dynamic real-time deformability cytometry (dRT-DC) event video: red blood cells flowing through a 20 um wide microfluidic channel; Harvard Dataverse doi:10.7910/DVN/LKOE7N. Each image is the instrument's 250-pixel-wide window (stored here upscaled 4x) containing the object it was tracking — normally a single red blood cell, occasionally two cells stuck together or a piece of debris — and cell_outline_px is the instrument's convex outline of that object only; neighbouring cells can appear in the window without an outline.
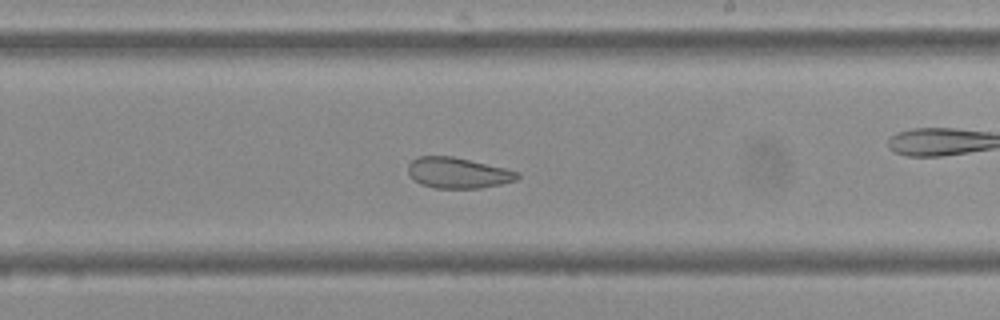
{"species": "Egyptian fruit bat (a non-hibernating species)", "species_latin": "Rousettus aegyptiacus", "temperature_condition": "cold", "stored_images_in_passage": 57, "camera_frame_rate_fps": 3000, "um_per_image_px": 0.085, "frame": {"image": 1, "passage_image": 33, "time_ms": 10.667, "image_size_px": [1000, 320], "cell_outline_px": [[520, 176], [516, 180], [500, 184], [480, 188], [436, 188], [420, 184], [408, 172], [408, 164], [416, 156], [452, 156], [504, 168], [520, 172]], "centroid_in_image_um": [38.92, 14.69], "position_along_channel_um": 250.1, "area_um2": 19.42}}
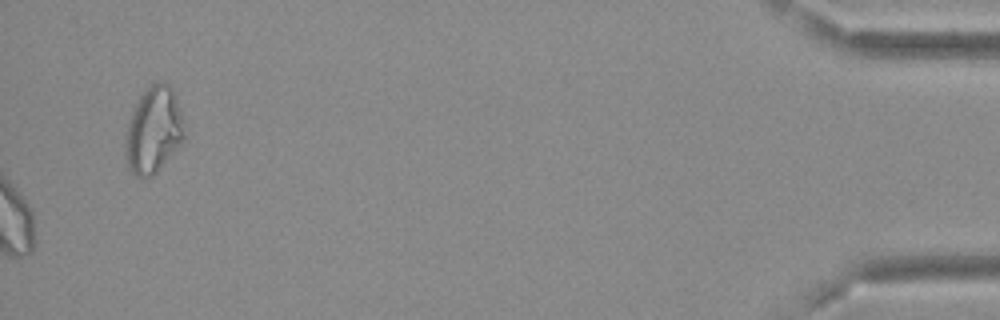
{"frame": {"image": 2, "passage_image": 57, "time_ms": 18.667, "image_size_px": [1000, 320], "cell_outline_px": [[184, 140], [156, 172], [152, 176], [136, 176], [128, 168], [124, 148], [128, 124], [132, 112], [140, 96], [148, 84], [164, 80], [172, 88], [180, 108], [184, 136]], "centroid_in_image_um": [13.04, 11.03], "position_along_channel_um": 422.2, "area_um2": 29.36}, "authors_computed_cell_mechanics": {"area_um2": 26.3568, "velocity_mm_per_s": 3.6548, "shape_relaxation_time_tau1_ms": null, "shape_relaxation_time_tau2_ms": 2.7277, "deformation_change_tau1": null, "deformation_change_tau2": 0.0916}}